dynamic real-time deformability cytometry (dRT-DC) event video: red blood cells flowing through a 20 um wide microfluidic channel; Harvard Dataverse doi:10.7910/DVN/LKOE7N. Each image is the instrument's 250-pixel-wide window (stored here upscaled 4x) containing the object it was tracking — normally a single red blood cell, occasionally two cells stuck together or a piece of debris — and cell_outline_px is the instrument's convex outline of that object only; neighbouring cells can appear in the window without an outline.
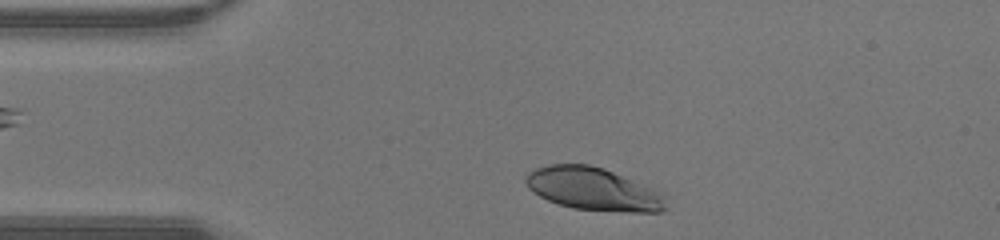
{"species": "human", "species_latin": "Homo sapiens", "temperature_condition": "warm", "stored_images_in_passage": 30, "camera_frame_rate_fps": 3000, "um_per_image_px": 0.085, "donor": {"sex": "male"}, "frame": {"image": 1, "passage_image": 2, "time_ms": 0.333, "image_size_px": [1000, 240], "cell_outline_px": [[668, 208], [660, 212], [628, 212], [572, 208], [548, 200], [532, 192], [528, 188], [524, 180], [524, 176], [528, 172], [536, 168], [548, 164], [588, 164], [604, 168], [652, 188], [660, 192], [664, 196]], "centroid_in_image_um": [50.41, 16.06], "position_along_channel_um": 34.6, "area_um2": 34.97}}
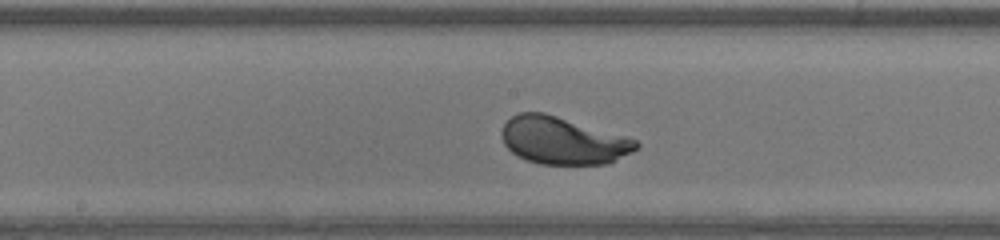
{"frame": {"image": 2, "passage_image": 16, "time_ms": 5.0, "image_size_px": [1000, 240], "cell_outline_px": [[640, 144], [632, 152], [608, 164], [540, 164], [516, 156], [504, 144], [500, 132], [504, 124], [512, 116], [520, 112], [544, 112], [636, 140]], "centroid_in_image_um": [47.8, 11.96], "position_along_channel_um": 200.4, "area_um2": 36.76}}
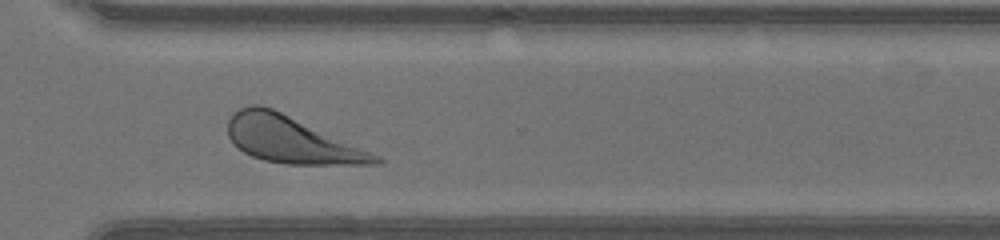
{"frame": {"image": 3, "passage_image": 26, "time_ms": 8.333, "image_size_px": [1000, 240], "cell_outline_px": [[384, 160], [380, 164], [288, 164], [264, 160], [252, 156], [236, 148], [232, 144], [228, 136], [228, 120], [240, 108], [252, 104], [260, 104], [272, 108], [372, 152], [380, 156]], "centroid_in_image_um": [24.73, 11.88], "position_along_channel_um": 345.9, "area_um2": 39.65}, "authors_computed_cell_mechanics": {"area_um2": 37.0787, "velocity_mm_per_s": 4.376, "shape_relaxation_time_tau1_ms": 1.4425, "shape_relaxation_time_tau2_ms": null, "deformation_change_tau1": 0.1321, "deformation_change_tau2": null}}